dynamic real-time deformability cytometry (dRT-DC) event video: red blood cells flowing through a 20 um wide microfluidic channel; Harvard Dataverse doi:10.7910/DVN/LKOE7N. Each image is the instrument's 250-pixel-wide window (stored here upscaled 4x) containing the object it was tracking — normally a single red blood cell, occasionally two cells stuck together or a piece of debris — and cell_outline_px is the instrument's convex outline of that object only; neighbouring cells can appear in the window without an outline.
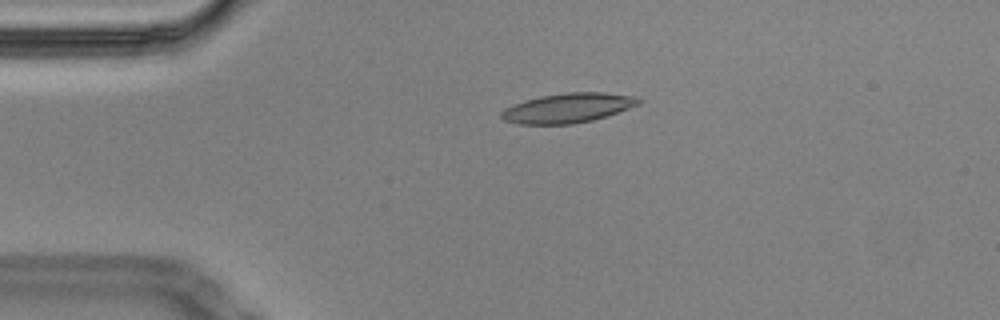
{"species": "Egyptian fruit bat (a non-hibernating species)", "species_latin": "Rousettus aegyptiacus", "temperature_condition": "cold", "stored_images_in_passage": 47, "camera_frame_rate_fps": 3000, "um_per_image_px": 0.085, "animal": {"sex": "male"}, "frame": {"image": 1, "passage_image": 2, "time_ms": 0.333, "image_size_px": [1000, 320], "cell_outline_px": [[640, 104], [592, 120], [572, 124], [516, 124], [504, 120], [500, 116], [500, 112], [504, 108], [512, 104], [524, 100], [540, 96], [568, 92], [604, 92], [632, 96], [640, 100]], "centroid_in_image_um": [48.19, 9.18], "position_along_channel_um": 36.8, "area_um2": 23.52}}
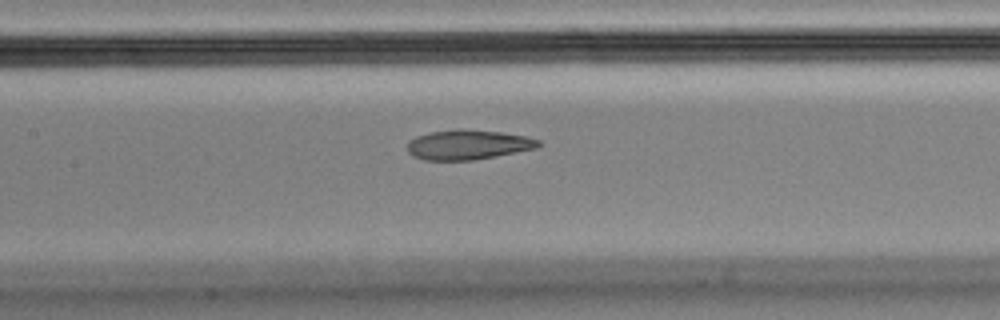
{"frame": {"image": 2, "passage_image": 16, "time_ms": 5.0, "image_size_px": [1000, 320], "cell_outline_px": [[540, 144], [536, 148], [472, 160], [424, 160], [412, 156], [408, 152], [408, 140], [416, 136], [432, 132], [456, 128], [464, 128], [500, 132], [524, 136], [540, 140]], "centroid_in_image_um": [39.73, 12.29], "position_along_channel_um": 167.7, "area_um2": 22.66}}
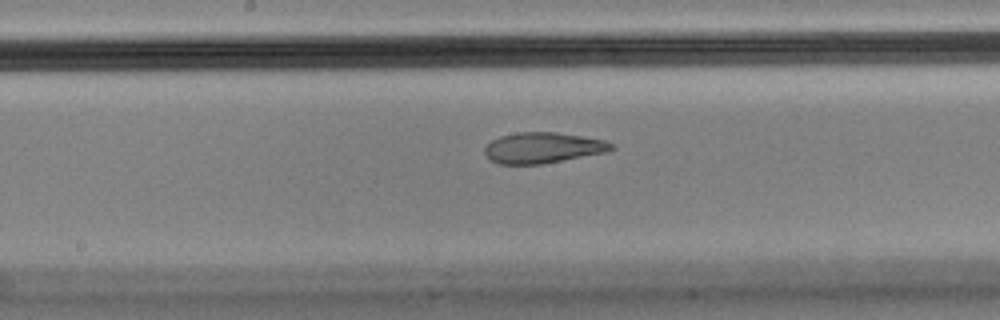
{"frame": {"image": 3, "passage_image": 19, "time_ms": 6.0, "image_size_px": [1000, 320], "cell_outline_px": [[616, 148], [604, 152], [540, 164], [500, 164], [492, 160], [484, 152], [484, 148], [492, 140], [500, 136], [516, 132], [556, 132], [604, 140], [616, 144]], "centroid_in_image_um": [46.14, 12.55], "position_along_channel_um": 202.1, "area_um2": 22.43}, "authors_computed_cell_mechanics": {"area_um2": 24.5072, "velocity_mm_per_s": 3.4496, "shape_relaxation_time_tau1_ms": null, "shape_relaxation_time_tau2_ms": 2.2533, "deformation_change_tau1": null, "deformation_change_tau2": 0.0922}}